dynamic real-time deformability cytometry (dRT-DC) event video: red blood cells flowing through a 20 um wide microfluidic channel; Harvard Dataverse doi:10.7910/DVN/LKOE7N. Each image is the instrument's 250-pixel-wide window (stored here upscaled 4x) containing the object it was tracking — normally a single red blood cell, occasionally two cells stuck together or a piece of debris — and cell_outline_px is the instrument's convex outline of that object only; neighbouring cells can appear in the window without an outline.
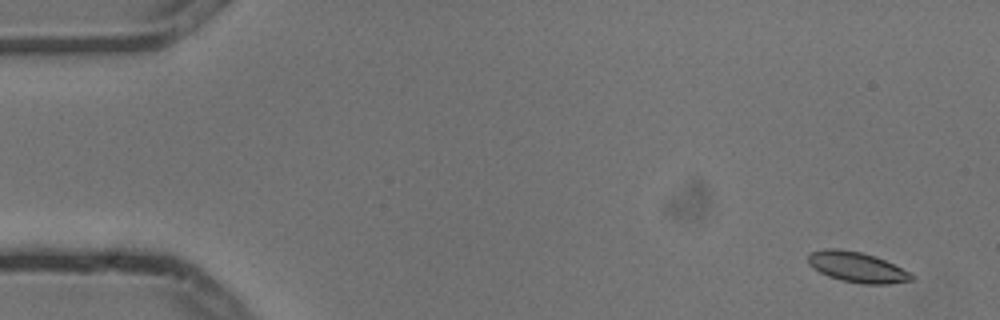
{"species": "common noctule bat (a hibernating species)", "species_latin": "Nyctalus noctula", "temperature_condition": "cold", "stored_images_in_passage": 5, "camera_frame_rate_fps": 3000, "um_per_image_px": 0.085, "animal": {"sex": "male", "body_mass_g": 13.3}, "frame": {"image": 1, "passage_image": 1, "time_ms": 0.0, "image_size_px": [1000, 320], "cell_outline_px": [[916, 280], [888, 284], [860, 284], [840, 280], [828, 276], [812, 268], [808, 264], [808, 252], [824, 248], [840, 248], [860, 252], [876, 256], [916, 276]], "centroid_in_image_um": [72.82, 22.7], "position_along_channel_um": 12.2, "area_um2": 18.55}}
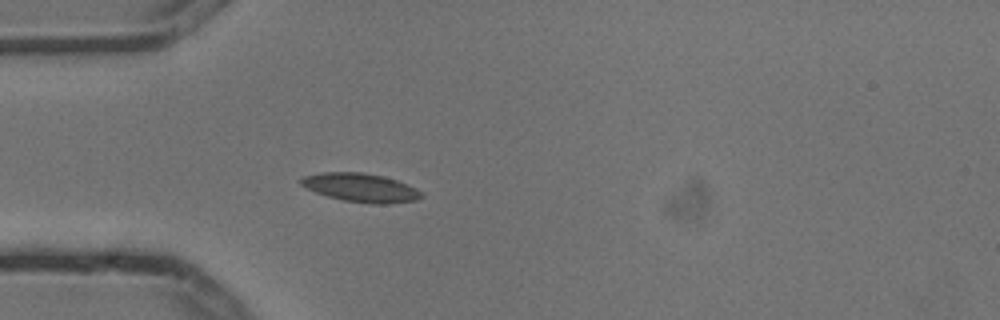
{"frame": {"image": 2, "passage_image": 5, "time_ms": 1.333, "image_size_px": [1000, 320], "cell_outline_px": [[424, 196], [416, 200], [384, 204], [372, 204], [344, 200], [328, 196], [316, 192], [300, 184], [296, 180], [304, 176], [320, 172], [364, 172], [384, 176], [396, 180], [416, 188]], "centroid_in_image_um": [30.64, 15.93], "position_along_channel_um": 54.4, "area_um2": 20.06}}